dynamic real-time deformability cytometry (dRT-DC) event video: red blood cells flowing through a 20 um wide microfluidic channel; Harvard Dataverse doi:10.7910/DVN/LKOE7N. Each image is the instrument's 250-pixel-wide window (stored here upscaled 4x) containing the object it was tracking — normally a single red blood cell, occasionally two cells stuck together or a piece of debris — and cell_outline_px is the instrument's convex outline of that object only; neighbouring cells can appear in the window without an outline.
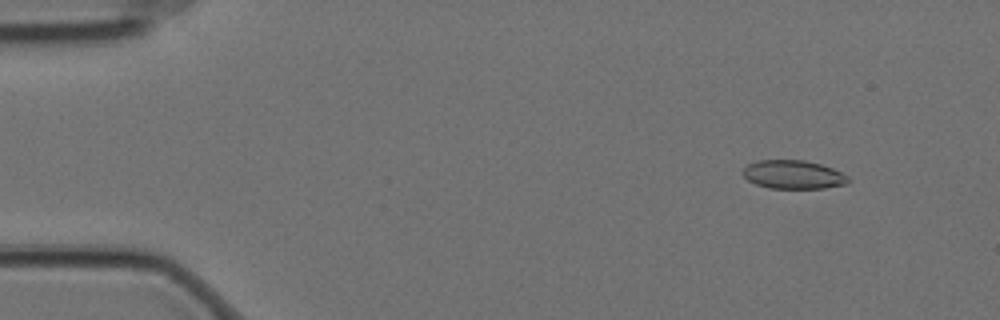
{"species": "Egyptian fruit bat (a non-hibernating species)", "species_latin": "Rousettus aegyptiacus", "temperature_condition": "cold", "stored_images_in_passage": 5, "camera_frame_rate_fps": 3000, "um_per_image_px": 0.085, "animal": {"sex": "female"}, "frame": {"image": 1, "passage_image": 2, "time_ms": 0.333, "image_size_px": [1000, 320], "cell_outline_px": [[848, 184], [824, 188], [768, 188], [756, 184], [748, 180], [744, 176], [744, 168], [748, 164], [756, 160], [804, 160], [820, 164], [832, 168], [848, 176]], "centroid_in_image_um": [67.43, 14.84], "position_along_channel_um": 17.6, "area_um2": 17.46}}
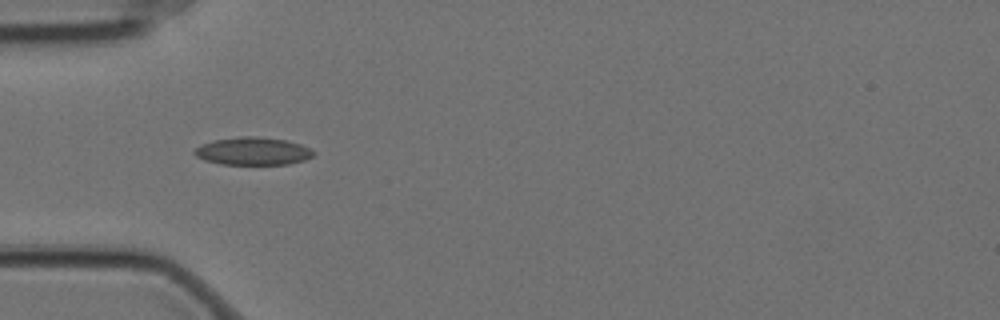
{"frame": {"image": 2, "passage_image": 5, "time_ms": 1.333, "image_size_px": [1000, 320], "cell_outline_px": [[316, 152], [312, 156], [304, 160], [288, 164], [220, 164], [204, 160], [196, 156], [192, 152], [200, 144], [212, 140], [240, 136], [256, 136], [284, 140], [300, 144], [312, 148]], "centroid_in_image_um": [21.48, 12.84], "position_along_channel_um": 63.5, "area_um2": 19.36}}